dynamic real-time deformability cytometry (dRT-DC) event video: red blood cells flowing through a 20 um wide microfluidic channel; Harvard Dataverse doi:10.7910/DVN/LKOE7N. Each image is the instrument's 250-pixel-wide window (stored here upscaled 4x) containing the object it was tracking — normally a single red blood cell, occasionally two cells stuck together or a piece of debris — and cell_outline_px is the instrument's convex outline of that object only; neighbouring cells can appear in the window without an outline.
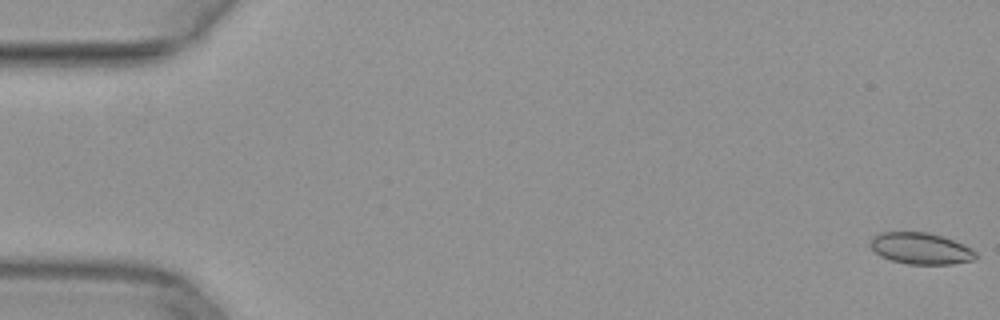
{"species": "common noctule bat (a hibernating species)", "species_latin": "Nyctalus noctula", "temperature_condition": "warm", "stored_images_in_passage": 7, "camera_frame_rate_fps": 3000, "um_per_image_px": 0.085, "animal": {"sex": "female", "body_mass_g": 29.2, "forearm_length_mm": 56.3}, "frame": {"image": 1, "passage_image": 1, "time_ms": 0.0, "image_size_px": [1000, 320], "cell_outline_px": [[976, 260], [952, 264], [908, 264], [892, 260], [880, 256], [868, 244], [872, 236], [880, 232], [928, 232], [944, 236], [964, 244], [972, 248], [976, 252]], "centroid_in_image_um": [78.28, 21.11], "position_along_channel_um": 6.7, "area_um2": 19.59}}